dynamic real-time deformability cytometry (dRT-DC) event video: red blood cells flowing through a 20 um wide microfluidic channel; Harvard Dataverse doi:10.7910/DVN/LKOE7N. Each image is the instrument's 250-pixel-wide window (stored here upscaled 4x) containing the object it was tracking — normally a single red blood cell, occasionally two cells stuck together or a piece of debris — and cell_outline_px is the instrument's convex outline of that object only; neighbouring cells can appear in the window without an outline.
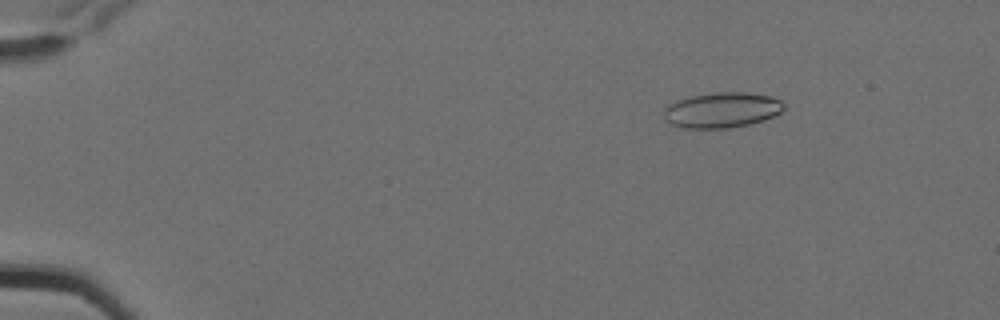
{"species": "Egyptian fruit bat (a non-hibernating species)", "species_latin": "Rousettus aegyptiacus", "temperature_condition": "cold", "stored_images_in_passage": 6, "camera_frame_rate_fps": 3000, "um_per_image_px": 0.085, "animal": {"sex": "female"}, "frame": {"image": 1, "passage_image": 2, "time_ms": 0.333, "image_size_px": [1000, 320], "cell_outline_px": [[784, 108], [780, 112], [764, 120], [748, 124], [728, 128], [680, 128], [672, 124], [664, 116], [664, 108], [668, 104], [688, 96], [716, 92], [744, 92], [772, 96], [780, 100], [784, 104]], "centroid_in_image_um": [61.35, 9.34], "position_along_channel_um": 23.6, "area_um2": 24.74}}